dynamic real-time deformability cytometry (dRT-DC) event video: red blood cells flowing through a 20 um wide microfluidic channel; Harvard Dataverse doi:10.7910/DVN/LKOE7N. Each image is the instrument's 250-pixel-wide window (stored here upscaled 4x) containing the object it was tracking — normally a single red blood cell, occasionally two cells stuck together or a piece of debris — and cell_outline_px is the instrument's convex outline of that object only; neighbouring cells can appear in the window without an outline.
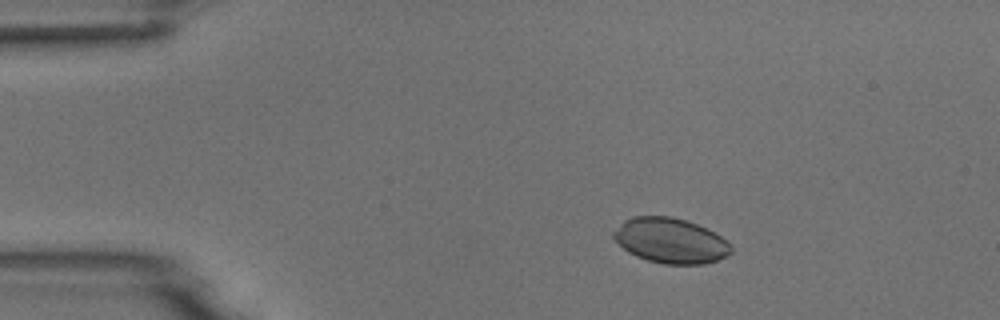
{"species": "common noctule bat (a hibernating species)", "species_latin": "Nyctalus noctula", "temperature_condition": "room temperature", "stored_images_in_passage": 4, "camera_frame_rate_fps": 3000, "um_per_image_px": 0.085, "animal": {"sex": "male", "body_mass_g": 18.8}, "frame": {"image": 1, "passage_image": 3, "time_ms": 2.333, "image_size_px": [1000, 320], "cell_outline_px": [[732, 252], [728, 256], [704, 264], [664, 264], [648, 260], [636, 256], [628, 252], [612, 236], [612, 232], [624, 220], [632, 216], [672, 216], [696, 224], [728, 240], [732, 248]], "centroid_in_image_um": [56.99, 20.45], "position_along_channel_um": 28.0, "area_um2": 30.81}}